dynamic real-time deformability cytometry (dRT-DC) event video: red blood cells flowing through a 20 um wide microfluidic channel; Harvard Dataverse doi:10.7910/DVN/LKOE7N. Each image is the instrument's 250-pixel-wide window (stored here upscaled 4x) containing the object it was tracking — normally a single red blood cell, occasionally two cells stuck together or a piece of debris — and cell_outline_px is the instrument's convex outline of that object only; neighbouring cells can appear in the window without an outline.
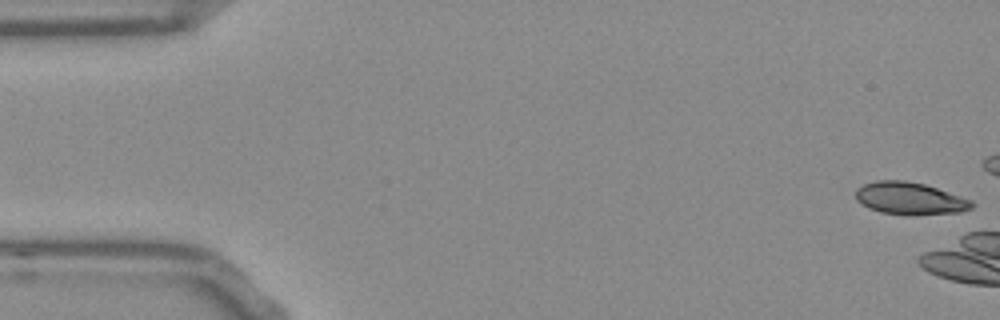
{"species": "Egyptian fruit bat (a non-hibernating species)", "species_latin": "Rousettus aegyptiacus", "temperature_condition": "room temperature", "stored_images_in_passage": 9, "camera_frame_rate_fps": 3000, "um_per_image_px": 0.085, "frame": {"image": 1, "passage_image": 1, "time_ms": 0.0, "image_size_px": [1000, 320], "cell_outline_px": [[976, 204], [972, 208], [960, 212], [912, 216], [880, 212], [868, 208], [856, 200], [856, 188], [864, 184], [876, 180], [904, 180], [924, 184], [972, 200]], "centroid_in_image_um": [77.33, 16.88], "position_along_channel_um": 7.7, "area_um2": 22.08}}